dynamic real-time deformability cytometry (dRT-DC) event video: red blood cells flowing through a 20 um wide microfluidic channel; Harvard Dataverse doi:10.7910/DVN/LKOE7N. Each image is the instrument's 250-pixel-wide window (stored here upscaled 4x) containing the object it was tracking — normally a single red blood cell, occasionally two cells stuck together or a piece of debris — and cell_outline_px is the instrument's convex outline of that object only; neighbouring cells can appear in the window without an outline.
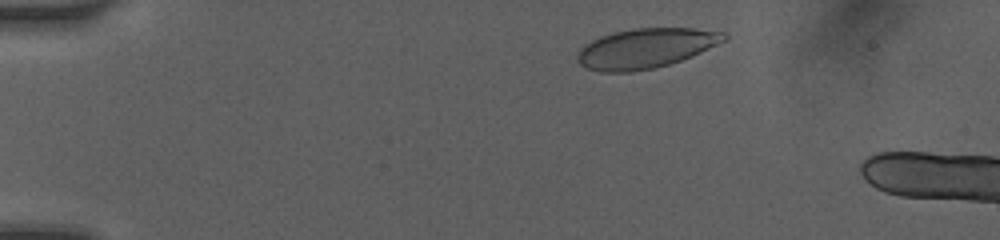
{"species": "human", "species_latin": "Homo sapiens", "temperature_condition": "room temperature", "stored_images_in_passage": 11, "camera_frame_rate_fps": 3000, "um_per_image_px": 0.085, "donor": {"sex": "female"}, "frame": {"image": 1, "passage_image": 6, "time_ms": 1.0, "image_size_px": [1000, 240], "cell_outline_px": [[728, 40], [692, 56], [668, 64], [652, 68], [632, 72], [600, 72], [588, 68], [580, 64], [576, 60], [576, 56], [584, 44], [600, 36], [632, 28], [692, 28], [724, 32], [728, 36]], "centroid_in_image_um": [54.89, 4.1], "position_along_channel_um": 30.1, "area_um2": 33.99}}